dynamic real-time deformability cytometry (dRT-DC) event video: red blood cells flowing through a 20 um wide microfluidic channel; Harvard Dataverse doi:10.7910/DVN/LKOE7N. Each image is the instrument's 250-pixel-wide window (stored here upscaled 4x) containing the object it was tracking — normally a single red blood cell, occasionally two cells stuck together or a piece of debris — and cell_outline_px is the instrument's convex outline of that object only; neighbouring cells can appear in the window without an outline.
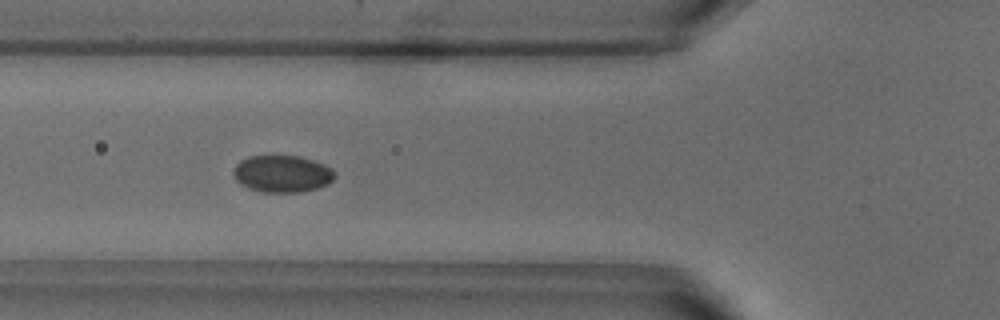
{"species": "common noctule bat (a hibernating species)", "species_latin": "Nyctalus noctula", "temperature_condition": "warm", "stored_images_in_passage": 43, "camera_frame_rate_fps": 3000, "um_per_image_px": 0.085, "animal": {"sex": "male", "body_mass_g": 18.8}, "frame": {"image": 1, "passage_image": 8, "time_ms": 2.333, "image_size_px": [1000, 320], "cell_outline_px": [[336, 176], [328, 184], [316, 188], [300, 192], [260, 192], [248, 188], [240, 184], [236, 180], [232, 172], [236, 164], [240, 160], [248, 156], [300, 156], [324, 164], [332, 168]], "centroid_in_image_um": [23.97, 14.77], "position_along_channel_um": 101.8, "area_um2": 21.96}}
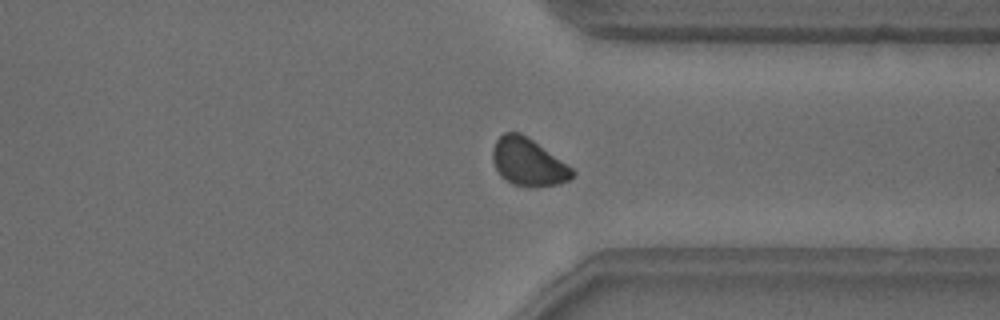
{"frame": {"image": 2, "passage_image": 29, "time_ms": 9.333, "image_size_px": [1000, 320], "cell_outline_px": [[576, 176], [560, 184], [536, 188], [532, 188], [512, 184], [504, 180], [500, 176], [492, 160], [492, 148], [496, 140], [504, 132], [520, 132], [532, 140], [572, 168], [576, 172]], "centroid_in_image_um": [44.88, 13.82], "position_along_channel_um": 366.5, "area_um2": 22.25}}
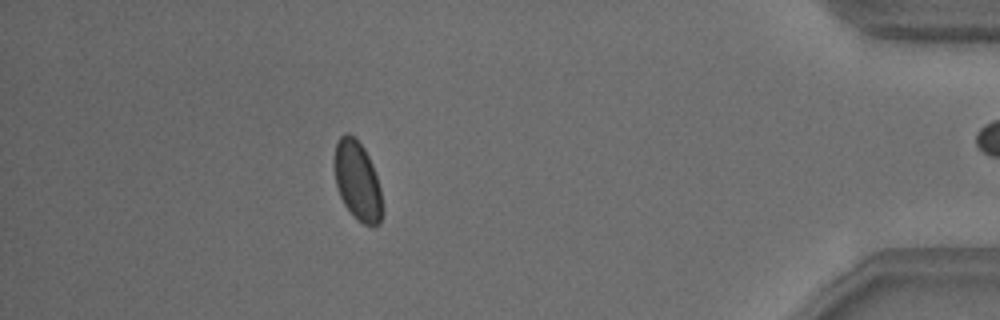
{"frame": {"image": 3, "passage_image": 36, "time_ms": 11.667, "image_size_px": [1000, 320], "cell_outline_px": [[384, 212], [380, 224], [364, 224], [344, 204], [340, 196], [336, 184], [336, 144], [340, 136], [344, 132], [348, 132], [364, 148], [372, 164], [380, 188]], "centroid_in_image_um": [30.42, 15.38], "position_along_channel_um": 404.8, "area_um2": 21.5}, "authors_computed_cell_mechanics": {"area_um2": 21.964, "velocity_mm_per_s": 3.7953, "shape_relaxation_time_tau1_ms": 1.4962, "shape_relaxation_time_tau2_ms": null, "deformation_change_tau1": 0.0362, "deformation_change_tau2": null}}